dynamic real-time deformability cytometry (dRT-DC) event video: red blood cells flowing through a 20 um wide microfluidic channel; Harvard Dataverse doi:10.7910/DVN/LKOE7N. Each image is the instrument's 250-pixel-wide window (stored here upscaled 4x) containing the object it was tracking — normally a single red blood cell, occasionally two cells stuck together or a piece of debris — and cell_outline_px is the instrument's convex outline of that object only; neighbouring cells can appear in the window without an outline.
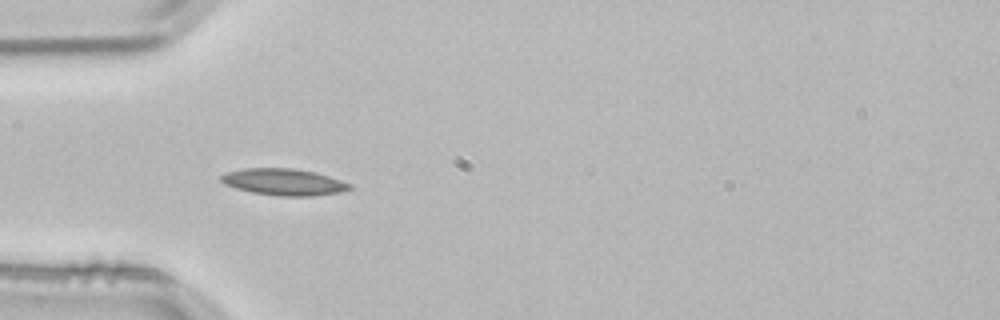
{"species": "common noctule bat (a hibernating species)", "species_latin": "Nyctalus noctula", "temperature_condition": "room temperature", "stored_images_in_passage": 1, "camera_frame_rate_fps": 3000, "um_per_image_px": 0.085, "animal": {"sex": "male", "body_mass_g": 21.5, "forearm_length_mm": 52.0}, "frame": {"image": 1, "passage_image": 1, "time_ms": 0.0, "image_size_px": [1000, 320], "cell_outline_px": [[352, 188], [340, 192], [312, 196], [280, 196], [252, 192], [236, 188], [224, 184], [220, 180], [220, 176], [228, 172], [244, 168], [292, 168], [316, 172], [352, 184]], "centroid_in_image_um": [24.13, 15.47], "position_along_channel_um": 60.9, "area_um2": 19.88}}